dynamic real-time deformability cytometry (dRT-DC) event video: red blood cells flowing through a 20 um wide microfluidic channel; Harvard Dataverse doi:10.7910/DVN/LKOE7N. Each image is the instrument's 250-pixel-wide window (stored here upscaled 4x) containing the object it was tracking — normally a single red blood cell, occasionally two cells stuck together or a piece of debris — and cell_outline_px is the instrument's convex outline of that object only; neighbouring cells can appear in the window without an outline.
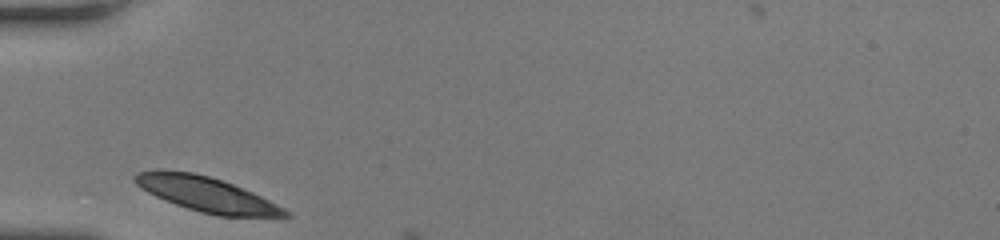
{"species": "human", "species_latin": "Homo sapiens", "temperature_condition": "room temperature", "stored_images_in_passage": 15, "camera_frame_rate_fps": 3000, "um_per_image_px": 0.085, "donor": {"sex": "female"}, "frame": {"image": 1, "passage_image": 1, "time_ms": 0.0, "image_size_px": [1000, 240], "cell_outline_px": [[292, 216], [220, 216], [200, 212], [176, 204], [156, 196], [148, 192], [136, 184], [132, 180], [132, 176], [136, 172], [156, 168], [192, 172], [208, 176], [232, 184], [252, 192], [292, 212]], "centroid_in_image_um": [17.49, 16.49], "position_along_channel_um": 67.5, "area_um2": 30.35}}
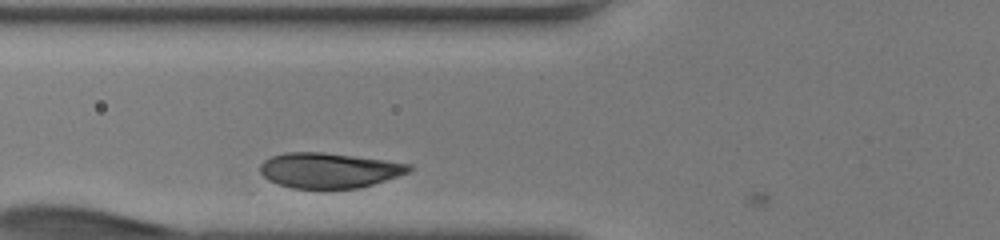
{"frame": {"image": 2, "passage_image": 8, "time_ms": 2.333, "image_size_px": [1000, 240], "cell_outline_px": [[412, 168], [408, 172], [360, 188], [324, 192], [292, 188], [268, 180], [260, 172], [260, 164], [264, 160], [272, 156], [284, 152], [324, 152], [384, 160], [412, 164]], "centroid_in_image_um": [27.93, 14.52], "position_along_channel_um": 97.9, "area_um2": 31.27}}